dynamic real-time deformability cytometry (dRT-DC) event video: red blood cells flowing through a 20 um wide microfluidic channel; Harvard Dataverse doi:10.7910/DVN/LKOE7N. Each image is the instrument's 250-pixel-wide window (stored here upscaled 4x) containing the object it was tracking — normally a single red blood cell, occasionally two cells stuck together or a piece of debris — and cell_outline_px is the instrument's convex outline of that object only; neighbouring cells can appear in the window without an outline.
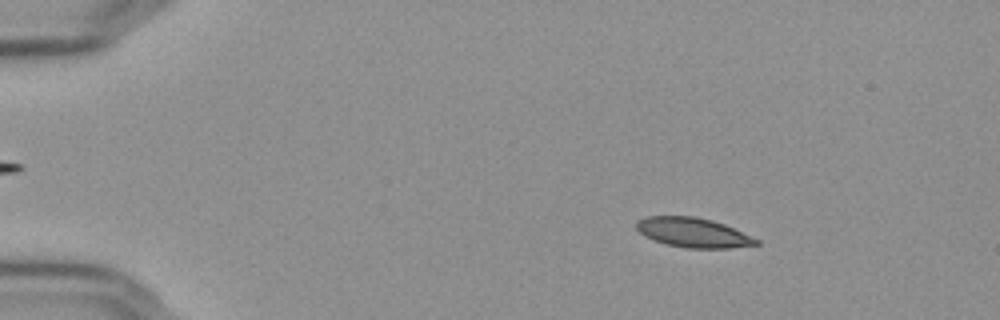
{"species": "Egyptian fruit bat (a non-hibernating species)", "species_latin": "Rousettus aegyptiacus", "temperature_condition": "cold", "stored_images_in_passage": 56, "camera_frame_rate_fps": 3000, "um_per_image_px": 0.085, "frame": {"image": 1, "passage_image": 9, "time_ms": 2.667, "image_size_px": [1000, 320], "cell_outline_px": [[760, 244], [732, 248], [688, 248], [668, 244], [656, 240], [640, 232], [636, 228], [636, 220], [648, 216], [692, 216], [712, 220], [724, 224], [760, 240]], "centroid_in_image_um": [58.95, 19.76], "position_along_channel_um": 26.1, "area_um2": 20.4}}
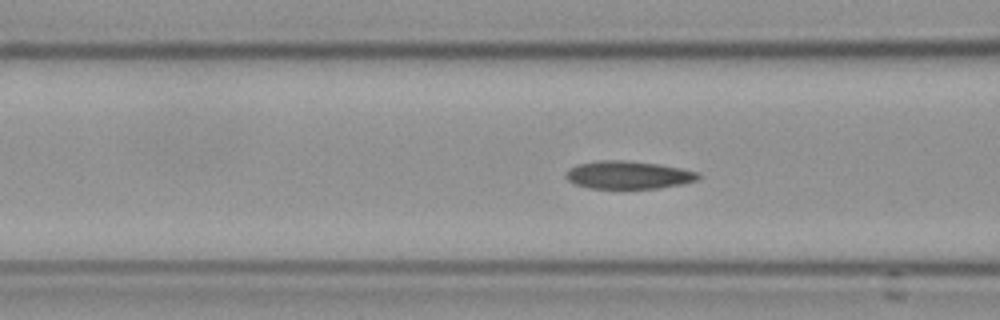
{"frame": {"image": 2, "passage_image": 23, "time_ms": 7.333, "image_size_px": [1000, 320], "cell_outline_px": [[700, 176], [696, 180], [684, 184], [660, 188], [588, 188], [576, 184], [568, 180], [564, 176], [568, 168], [576, 164], [600, 160], [624, 160], [660, 164], [700, 172]], "centroid_in_image_um": [53.4, 14.86], "position_along_channel_um": 113.2, "area_um2": 21.68}}
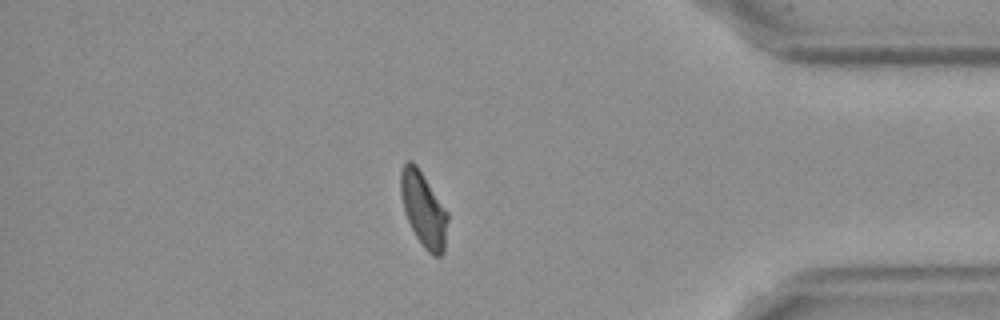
{"frame": {"image": 3, "passage_image": 49, "time_ms": 16.0, "image_size_px": [1000, 320], "cell_outline_px": [[448, 220], [444, 252], [440, 256], [432, 256], [424, 248], [416, 236], [408, 220], [404, 208], [400, 192], [400, 172], [404, 164], [408, 160], [412, 160], [416, 164], [448, 212]], "centroid_in_image_um": [36.01, 17.8], "position_along_channel_um": 399.2, "area_um2": 20.35}, "authors_computed_cell_mechanics": {"area_um2": 21.2126, "velocity_mm_per_s": 3.6224, "shape_relaxation_time_tau1_ms": 5.234, "shape_relaxation_time_tau2_ms": 1.95, "deformation_change_tau1": 0.1361, "deformation_change_tau2": 0.0673}}